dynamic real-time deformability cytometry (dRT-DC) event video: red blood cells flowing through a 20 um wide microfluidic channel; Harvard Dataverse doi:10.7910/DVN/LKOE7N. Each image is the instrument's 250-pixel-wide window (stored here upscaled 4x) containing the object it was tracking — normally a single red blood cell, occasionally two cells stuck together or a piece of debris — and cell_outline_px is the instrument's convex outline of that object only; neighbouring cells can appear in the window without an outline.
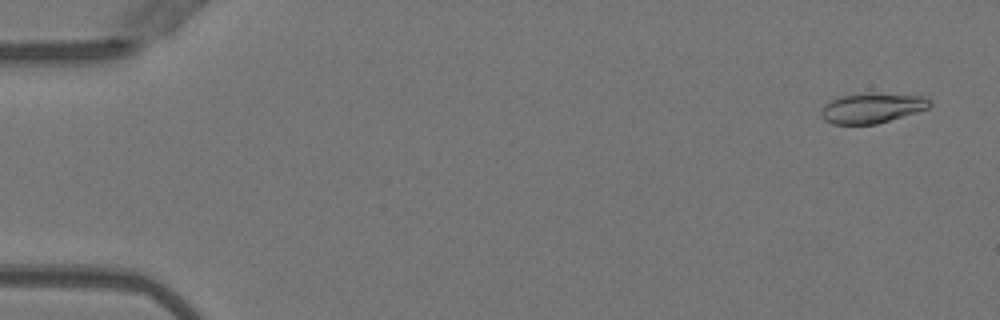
{"species": "Egyptian fruit bat (a non-hibernating species)", "species_latin": "Rousettus aegyptiacus", "temperature_condition": "warm", "stored_images_in_passage": 51, "camera_frame_rate_fps": 3000, "um_per_image_px": 0.085, "animal": {"sex": "female"}, "frame": {"image": 1, "passage_image": 3, "time_ms": 0.667, "image_size_px": [1000, 320], "cell_outline_px": [[932, 104], [928, 108], [916, 112], [876, 124], [832, 124], [824, 120], [820, 116], [820, 112], [824, 104], [840, 96], [872, 92], [924, 96], [932, 100]], "centroid_in_image_um": [74.11, 9.17], "position_along_channel_um": 10.9, "area_um2": 19.19}}
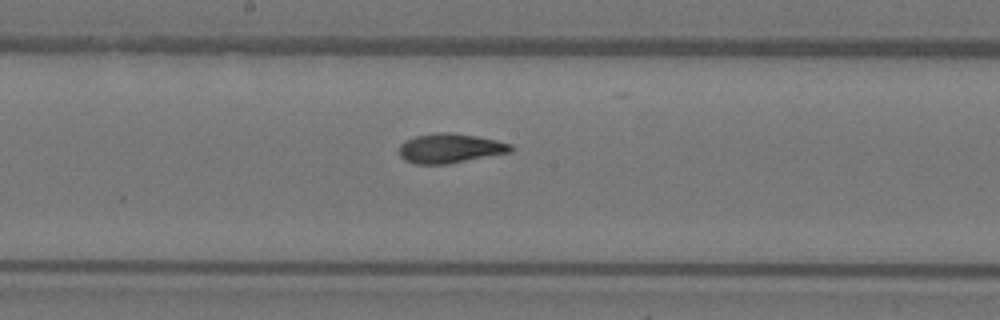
{"frame": {"image": 2, "passage_image": 28, "time_ms": 9.0, "image_size_px": [1000, 320], "cell_outline_px": [[512, 152], [448, 164], [416, 164], [404, 160], [400, 156], [400, 144], [404, 140], [416, 136], [436, 132], [452, 132], [476, 136], [496, 140], [512, 144]], "centroid_in_image_um": [38.25, 12.6], "position_along_channel_um": 210.0, "area_um2": 19.31}}
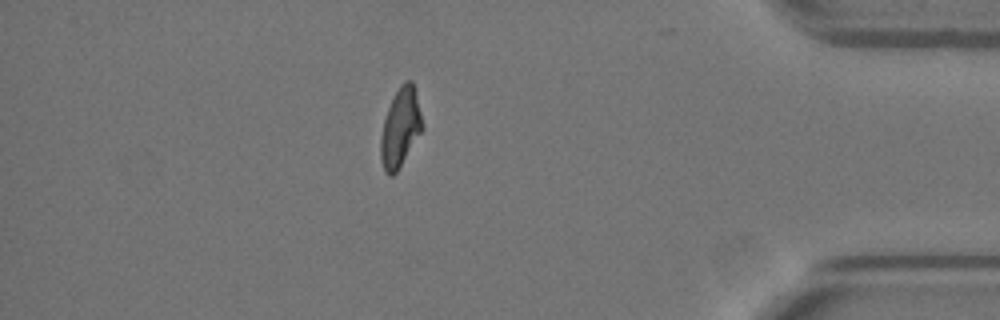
{"frame": {"image": 3, "passage_image": 45, "time_ms": 14.667, "image_size_px": [1000, 320], "cell_outline_px": [[424, 128], [396, 172], [392, 176], [388, 176], [384, 172], [380, 156], [380, 136], [384, 120], [388, 108], [400, 84], [404, 80], [412, 80], [416, 88], [424, 124]], "centroid_in_image_um": [34.05, 10.82], "position_along_channel_um": 401.1, "area_um2": 19.36}, "authors_computed_cell_mechanics": {"area_um2": 19.1318, "velocity_mm_per_s": 4.0365, "shape_relaxation_time_tau1_ms": 7.4886, "shape_relaxation_time_tau2_ms": 1.7673, "deformation_change_tau1": 0.2457, "deformation_change_tau2": 0.0794}}